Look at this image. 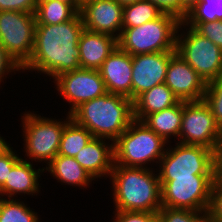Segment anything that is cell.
<instances>
[{"label": "cell", "instance_id": "cell-23", "mask_svg": "<svg viewBox=\"0 0 222 222\" xmlns=\"http://www.w3.org/2000/svg\"><path fill=\"white\" fill-rule=\"evenodd\" d=\"M79 12L70 4L59 0H38L36 24L53 25L72 20Z\"/></svg>", "mask_w": 222, "mask_h": 222}, {"label": "cell", "instance_id": "cell-21", "mask_svg": "<svg viewBox=\"0 0 222 222\" xmlns=\"http://www.w3.org/2000/svg\"><path fill=\"white\" fill-rule=\"evenodd\" d=\"M48 171L55 177L58 182L68 184L70 186L89 187V184L94 180L88 171H86L74 157L56 155L44 171Z\"/></svg>", "mask_w": 222, "mask_h": 222}, {"label": "cell", "instance_id": "cell-38", "mask_svg": "<svg viewBox=\"0 0 222 222\" xmlns=\"http://www.w3.org/2000/svg\"><path fill=\"white\" fill-rule=\"evenodd\" d=\"M199 0H180V20H183L188 11L198 2Z\"/></svg>", "mask_w": 222, "mask_h": 222}, {"label": "cell", "instance_id": "cell-17", "mask_svg": "<svg viewBox=\"0 0 222 222\" xmlns=\"http://www.w3.org/2000/svg\"><path fill=\"white\" fill-rule=\"evenodd\" d=\"M106 140L108 139L93 137L74 156L76 161L97 180L104 176L110 177L114 166V142L108 144Z\"/></svg>", "mask_w": 222, "mask_h": 222}, {"label": "cell", "instance_id": "cell-11", "mask_svg": "<svg viewBox=\"0 0 222 222\" xmlns=\"http://www.w3.org/2000/svg\"><path fill=\"white\" fill-rule=\"evenodd\" d=\"M177 139L179 143L203 146L213 151L220 144L222 131L204 100L183 101L182 125Z\"/></svg>", "mask_w": 222, "mask_h": 222}, {"label": "cell", "instance_id": "cell-3", "mask_svg": "<svg viewBox=\"0 0 222 222\" xmlns=\"http://www.w3.org/2000/svg\"><path fill=\"white\" fill-rule=\"evenodd\" d=\"M70 116L93 137L114 142L134 120L133 102L127 97L107 92L103 96L83 102Z\"/></svg>", "mask_w": 222, "mask_h": 222}, {"label": "cell", "instance_id": "cell-5", "mask_svg": "<svg viewBox=\"0 0 222 222\" xmlns=\"http://www.w3.org/2000/svg\"><path fill=\"white\" fill-rule=\"evenodd\" d=\"M166 144L161 136L134 119L114 141V165L150 168L146 164L151 161L159 164Z\"/></svg>", "mask_w": 222, "mask_h": 222}, {"label": "cell", "instance_id": "cell-28", "mask_svg": "<svg viewBox=\"0 0 222 222\" xmlns=\"http://www.w3.org/2000/svg\"><path fill=\"white\" fill-rule=\"evenodd\" d=\"M203 100L210 108L218 127L222 131V77L207 83Z\"/></svg>", "mask_w": 222, "mask_h": 222}, {"label": "cell", "instance_id": "cell-16", "mask_svg": "<svg viewBox=\"0 0 222 222\" xmlns=\"http://www.w3.org/2000/svg\"><path fill=\"white\" fill-rule=\"evenodd\" d=\"M108 93L118 94L132 101V56L118 46L99 69Z\"/></svg>", "mask_w": 222, "mask_h": 222}, {"label": "cell", "instance_id": "cell-12", "mask_svg": "<svg viewBox=\"0 0 222 222\" xmlns=\"http://www.w3.org/2000/svg\"><path fill=\"white\" fill-rule=\"evenodd\" d=\"M54 83L60 96L71 104L69 114L83 102L107 93L99 70L79 68L64 72L54 79Z\"/></svg>", "mask_w": 222, "mask_h": 222}, {"label": "cell", "instance_id": "cell-20", "mask_svg": "<svg viewBox=\"0 0 222 222\" xmlns=\"http://www.w3.org/2000/svg\"><path fill=\"white\" fill-rule=\"evenodd\" d=\"M178 102L179 99L165 83L156 85L133 101V118L142 121L147 115L172 107Z\"/></svg>", "mask_w": 222, "mask_h": 222}, {"label": "cell", "instance_id": "cell-4", "mask_svg": "<svg viewBox=\"0 0 222 222\" xmlns=\"http://www.w3.org/2000/svg\"><path fill=\"white\" fill-rule=\"evenodd\" d=\"M182 20L162 13L157 19L140 26L123 28L118 47L131 56L176 51L177 33Z\"/></svg>", "mask_w": 222, "mask_h": 222}, {"label": "cell", "instance_id": "cell-9", "mask_svg": "<svg viewBox=\"0 0 222 222\" xmlns=\"http://www.w3.org/2000/svg\"><path fill=\"white\" fill-rule=\"evenodd\" d=\"M213 174H198L195 177H173L160 181L163 207L206 211L210 205Z\"/></svg>", "mask_w": 222, "mask_h": 222}, {"label": "cell", "instance_id": "cell-34", "mask_svg": "<svg viewBox=\"0 0 222 222\" xmlns=\"http://www.w3.org/2000/svg\"><path fill=\"white\" fill-rule=\"evenodd\" d=\"M15 153V150L13 152V149H11L8 153L0 156V187L8 179L11 169L22 159Z\"/></svg>", "mask_w": 222, "mask_h": 222}, {"label": "cell", "instance_id": "cell-39", "mask_svg": "<svg viewBox=\"0 0 222 222\" xmlns=\"http://www.w3.org/2000/svg\"><path fill=\"white\" fill-rule=\"evenodd\" d=\"M192 222H215L211 213L206 210L199 212L194 218Z\"/></svg>", "mask_w": 222, "mask_h": 222}, {"label": "cell", "instance_id": "cell-31", "mask_svg": "<svg viewBox=\"0 0 222 222\" xmlns=\"http://www.w3.org/2000/svg\"><path fill=\"white\" fill-rule=\"evenodd\" d=\"M115 219L112 222H161L157 213L137 211H114Z\"/></svg>", "mask_w": 222, "mask_h": 222}, {"label": "cell", "instance_id": "cell-29", "mask_svg": "<svg viewBox=\"0 0 222 222\" xmlns=\"http://www.w3.org/2000/svg\"><path fill=\"white\" fill-rule=\"evenodd\" d=\"M183 23L222 49V21Z\"/></svg>", "mask_w": 222, "mask_h": 222}, {"label": "cell", "instance_id": "cell-14", "mask_svg": "<svg viewBox=\"0 0 222 222\" xmlns=\"http://www.w3.org/2000/svg\"><path fill=\"white\" fill-rule=\"evenodd\" d=\"M176 51L132 56V102L143 92L165 81L170 58Z\"/></svg>", "mask_w": 222, "mask_h": 222}, {"label": "cell", "instance_id": "cell-10", "mask_svg": "<svg viewBox=\"0 0 222 222\" xmlns=\"http://www.w3.org/2000/svg\"><path fill=\"white\" fill-rule=\"evenodd\" d=\"M35 27L34 13L0 11V44L21 68L32 55Z\"/></svg>", "mask_w": 222, "mask_h": 222}, {"label": "cell", "instance_id": "cell-36", "mask_svg": "<svg viewBox=\"0 0 222 222\" xmlns=\"http://www.w3.org/2000/svg\"><path fill=\"white\" fill-rule=\"evenodd\" d=\"M163 13L172 14L180 19V0H148Z\"/></svg>", "mask_w": 222, "mask_h": 222}, {"label": "cell", "instance_id": "cell-26", "mask_svg": "<svg viewBox=\"0 0 222 222\" xmlns=\"http://www.w3.org/2000/svg\"><path fill=\"white\" fill-rule=\"evenodd\" d=\"M24 201L0 197V222H40L37 212Z\"/></svg>", "mask_w": 222, "mask_h": 222}, {"label": "cell", "instance_id": "cell-8", "mask_svg": "<svg viewBox=\"0 0 222 222\" xmlns=\"http://www.w3.org/2000/svg\"><path fill=\"white\" fill-rule=\"evenodd\" d=\"M174 148L166 147L160 159L159 181L173 177H195L198 174H213L214 151L198 145L176 142Z\"/></svg>", "mask_w": 222, "mask_h": 222}, {"label": "cell", "instance_id": "cell-40", "mask_svg": "<svg viewBox=\"0 0 222 222\" xmlns=\"http://www.w3.org/2000/svg\"><path fill=\"white\" fill-rule=\"evenodd\" d=\"M11 149L12 147H10V144H8L7 141H5L4 138L0 136V156L8 153Z\"/></svg>", "mask_w": 222, "mask_h": 222}, {"label": "cell", "instance_id": "cell-33", "mask_svg": "<svg viewBox=\"0 0 222 222\" xmlns=\"http://www.w3.org/2000/svg\"><path fill=\"white\" fill-rule=\"evenodd\" d=\"M208 211L215 222H222V185H212Z\"/></svg>", "mask_w": 222, "mask_h": 222}, {"label": "cell", "instance_id": "cell-41", "mask_svg": "<svg viewBox=\"0 0 222 222\" xmlns=\"http://www.w3.org/2000/svg\"><path fill=\"white\" fill-rule=\"evenodd\" d=\"M67 4L72 5L78 12H80L82 7V2L80 0H59Z\"/></svg>", "mask_w": 222, "mask_h": 222}, {"label": "cell", "instance_id": "cell-7", "mask_svg": "<svg viewBox=\"0 0 222 222\" xmlns=\"http://www.w3.org/2000/svg\"><path fill=\"white\" fill-rule=\"evenodd\" d=\"M181 28L188 31L179 34ZM176 53L197 72L206 84L222 77V49L183 22L177 33Z\"/></svg>", "mask_w": 222, "mask_h": 222}, {"label": "cell", "instance_id": "cell-18", "mask_svg": "<svg viewBox=\"0 0 222 222\" xmlns=\"http://www.w3.org/2000/svg\"><path fill=\"white\" fill-rule=\"evenodd\" d=\"M117 46L115 37L84 28L78 43L80 67L99 70Z\"/></svg>", "mask_w": 222, "mask_h": 222}, {"label": "cell", "instance_id": "cell-25", "mask_svg": "<svg viewBox=\"0 0 222 222\" xmlns=\"http://www.w3.org/2000/svg\"><path fill=\"white\" fill-rule=\"evenodd\" d=\"M163 12L148 0H139L123 8V28L140 26L157 19Z\"/></svg>", "mask_w": 222, "mask_h": 222}, {"label": "cell", "instance_id": "cell-22", "mask_svg": "<svg viewBox=\"0 0 222 222\" xmlns=\"http://www.w3.org/2000/svg\"><path fill=\"white\" fill-rule=\"evenodd\" d=\"M182 114L183 101H179L172 107L147 115L141 122L169 143L171 136L179 137Z\"/></svg>", "mask_w": 222, "mask_h": 222}, {"label": "cell", "instance_id": "cell-15", "mask_svg": "<svg viewBox=\"0 0 222 222\" xmlns=\"http://www.w3.org/2000/svg\"><path fill=\"white\" fill-rule=\"evenodd\" d=\"M164 83L184 102L203 100L207 85L178 53L170 58Z\"/></svg>", "mask_w": 222, "mask_h": 222}, {"label": "cell", "instance_id": "cell-42", "mask_svg": "<svg viewBox=\"0 0 222 222\" xmlns=\"http://www.w3.org/2000/svg\"><path fill=\"white\" fill-rule=\"evenodd\" d=\"M118 1L122 6L128 5V4H132L135 3L139 0H116Z\"/></svg>", "mask_w": 222, "mask_h": 222}, {"label": "cell", "instance_id": "cell-1", "mask_svg": "<svg viewBox=\"0 0 222 222\" xmlns=\"http://www.w3.org/2000/svg\"><path fill=\"white\" fill-rule=\"evenodd\" d=\"M84 30L80 13L59 24H36L34 47L22 70H35L52 79L80 67L79 39Z\"/></svg>", "mask_w": 222, "mask_h": 222}, {"label": "cell", "instance_id": "cell-19", "mask_svg": "<svg viewBox=\"0 0 222 222\" xmlns=\"http://www.w3.org/2000/svg\"><path fill=\"white\" fill-rule=\"evenodd\" d=\"M44 168L35 169L28 160L21 159L9 172L8 179L0 187V197L8 196V199H14L16 194L35 195L39 190L40 173Z\"/></svg>", "mask_w": 222, "mask_h": 222}, {"label": "cell", "instance_id": "cell-37", "mask_svg": "<svg viewBox=\"0 0 222 222\" xmlns=\"http://www.w3.org/2000/svg\"><path fill=\"white\" fill-rule=\"evenodd\" d=\"M213 184L222 185V140L214 150Z\"/></svg>", "mask_w": 222, "mask_h": 222}, {"label": "cell", "instance_id": "cell-24", "mask_svg": "<svg viewBox=\"0 0 222 222\" xmlns=\"http://www.w3.org/2000/svg\"><path fill=\"white\" fill-rule=\"evenodd\" d=\"M93 138V135L72 119L65 125L58 150V155L74 157Z\"/></svg>", "mask_w": 222, "mask_h": 222}, {"label": "cell", "instance_id": "cell-13", "mask_svg": "<svg viewBox=\"0 0 222 222\" xmlns=\"http://www.w3.org/2000/svg\"><path fill=\"white\" fill-rule=\"evenodd\" d=\"M123 8L116 0H87L79 13L85 29L118 39L123 29Z\"/></svg>", "mask_w": 222, "mask_h": 222}, {"label": "cell", "instance_id": "cell-30", "mask_svg": "<svg viewBox=\"0 0 222 222\" xmlns=\"http://www.w3.org/2000/svg\"><path fill=\"white\" fill-rule=\"evenodd\" d=\"M199 211L161 207L158 216L161 222H192Z\"/></svg>", "mask_w": 222, "mask_h": 222}, {"label": "cell", "instance_id": "cell-35", "mask_svg": "<svg viewBox=\"0 0 222 222\" xmlns=\"http://www.w3.org/2000/svg\"><path fill=\"white\" fill-rule=\"evenodd\" d=\"M19 70H22V68L7 54L4 47L0 44V83L9 72L15 73V71Z\"/></svg>", "mask_w": 222, "mask_h": 222}, {"label": "cell", "instance_id": "cell-2", "mask_svg": "<svg viewBox=\"0 0 222 222\" xmlns=\"http://www.w3.org/2000/svg\"><path fill=\"white\" fill-rule=\"evenodd\" d=\"M151 168L114 165L110 174L115 210L158 213L161 204L159 176Z\"/></svg>", "mask_w": 222, "mask_h": 222}, {"label": "cell", "instance_id": "cell-6", "mask_svg": "<svg viewBox=\"0 0 222 222\" xmlns=\"http://www.w3.org/2000/svg\"><path fill=\"white\" fill-rule=\"evenodd\" d=\"M22 116L24 149L26 156L35 162L45 161L48 165L57 155L60 139L65 125L71 120L68 113L66 121L41 117L34 112H26ZM37 160V161H36Z\"/></svg>", "mask_w": 222, "mask_h": 222}, {"label": "cell", "instance_id": "cell-27", "mask_svg": "<svg viewBox=\"0 0 222 222\" xmlns=\"http://www.w3.org/2000/svg\"><path fill=\"white\" fill-rule=\"evenodd\" d=\"M222 21V0H199L182 22Z\"/></svg>", "mask_w": 222, "mask_h": 222}, {"label": "cell", "instance_id": "cell-32", "mask_svg": "<svg viewBox=\"0 0 222 222\" xmlns=\"http://www.w3.org/2000/svg\"><path fill=\"white\" fill-rule=\"evenodd\" d=\"M38 0H0V11L35 13Z\"/></svg>", "mask_w": 222, "mask_h": 222}]
</instances>
